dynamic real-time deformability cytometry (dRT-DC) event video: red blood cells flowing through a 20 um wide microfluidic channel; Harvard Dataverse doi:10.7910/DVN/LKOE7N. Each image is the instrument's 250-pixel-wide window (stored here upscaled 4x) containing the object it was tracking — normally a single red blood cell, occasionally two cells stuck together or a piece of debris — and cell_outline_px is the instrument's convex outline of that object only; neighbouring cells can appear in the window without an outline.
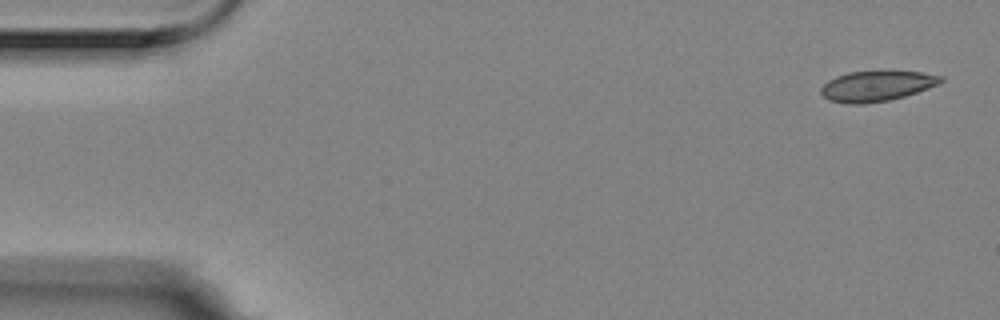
{"species": "Egyptian fruit bat (a non-hibernating species)", "species_latin": "Rousettus aegyptiacus", "temperature_condition": "room temperature", "stored_images_in_passage": 6, "segment_of_instrument_passage": [1, 2], "camera_frame_rate_fps": 3000, "um_per_image_px": 0.085, "animal": {"sex": "female"}, "frame": {"image": 1, "passage_image": 1, "time_ms": 0.0, "image_size_px": [1000, 320], "cell_outline_px": [[944, 80], [940, 84], [904, 96], [888, 100], [864, 104], [848, 104], [828, 100], [820, 92], [820, 88], [828, 80], [836, 76], [848, 72], [920, 72], [944, 76]], "centroid_in_image_um": [74.5, 7.32], "position_along_channel_um": 10.5, "area_um2": 21.04}}